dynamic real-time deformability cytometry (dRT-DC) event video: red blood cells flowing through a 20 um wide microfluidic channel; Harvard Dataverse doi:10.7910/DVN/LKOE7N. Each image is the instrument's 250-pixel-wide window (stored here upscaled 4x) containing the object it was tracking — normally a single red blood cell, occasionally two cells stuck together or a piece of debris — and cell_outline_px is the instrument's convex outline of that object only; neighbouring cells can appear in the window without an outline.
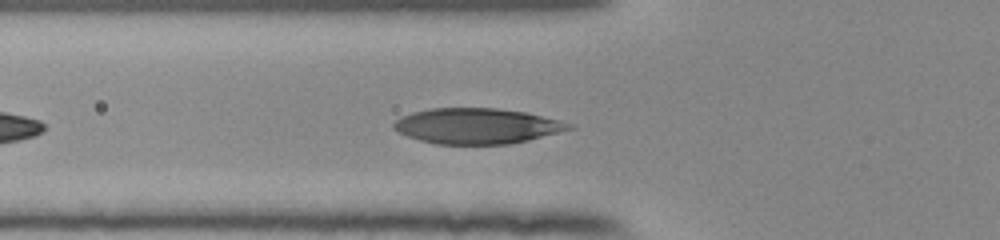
{"species": "human", "species_latin": "Homo sapiens", "temperature_condition": "room temperature", "stored_images_in_passage": 37, "camera_frame_rate_fps": 3000, "um_per_image_px": 0.085, "donor": {"sex": "female"}, "frame": {"image": 1, "passage_image": 6, "time_ms": 1.667, "image_size_px": [1000, 240], "cell_outline_px": [[576, 128], [528, 140], [508, 144], [436, 144], [420, 140], [408, 136], [392, 128], [392, 124], [400, 116], [412, 112], [432, 108], [496, 108], [524, 112], [560, 120], [572, 124]], "centroid_in_image_um": [40.53, 10.71], "position_along_channel_um": 85.3, "area_um2": 36.24}}
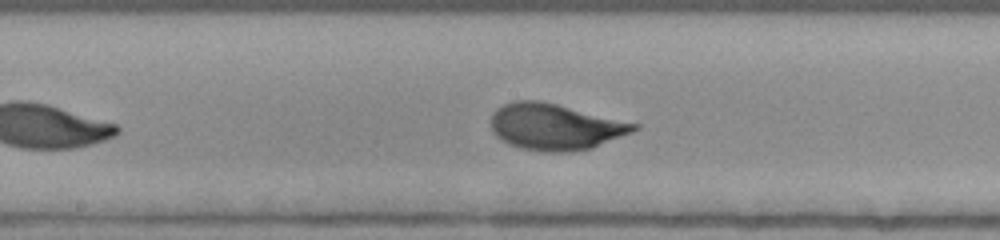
{"frame": {"image": 2, "passage_image": 15, "time_ms": 4.667, "image_size_px": [1000, 240], "cell_outline_px": [[640, 128], [632, 132], [592, 148], [568, 152], [548, 152], [520, 148], [508, 144], [500, 140], [492, 132], [492, 112], [496, 108], [512, 100], [540, 100], [640, 124]], "centroid_in_image_um": [47.17, 10.77], "position_along_channel_um": 201.0, "area_um2": 38.67}}
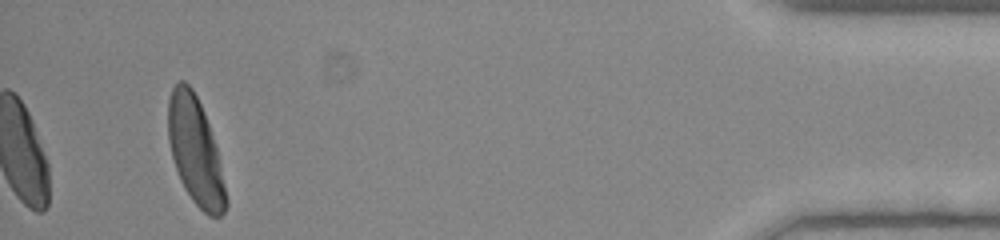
{"frame": {"image": 3, "passage_image": 37, "time_ms": 12.0, "image_size_px": [1000, 240], "cell_outline_px": [[228, 204], [224, 212], [220, 216], [208, 216], [192, 200], [184, 188], [180, 180], [172, 156], [168, 140], [168, 100], [172, 88], [180, 80], [184, 80], [192, 88], [204, 112], [216, 148], [228, 200]], "centroid_in_image_um": [16.59, 12.85], "position_along_channel_um": 418.6, "area_um2": 35.72}, "authors_computed_cell_mechanics": {"area_um2": 36.5874, "velocity_mm_per_s": 3.8571, "shape_relaxation_time_tau1_ms": 2.7368, "shape_relaxation_time_tau2_ms": null, "deformation_change_tau1": 0.1687, "deformation_change_tau2": null}}